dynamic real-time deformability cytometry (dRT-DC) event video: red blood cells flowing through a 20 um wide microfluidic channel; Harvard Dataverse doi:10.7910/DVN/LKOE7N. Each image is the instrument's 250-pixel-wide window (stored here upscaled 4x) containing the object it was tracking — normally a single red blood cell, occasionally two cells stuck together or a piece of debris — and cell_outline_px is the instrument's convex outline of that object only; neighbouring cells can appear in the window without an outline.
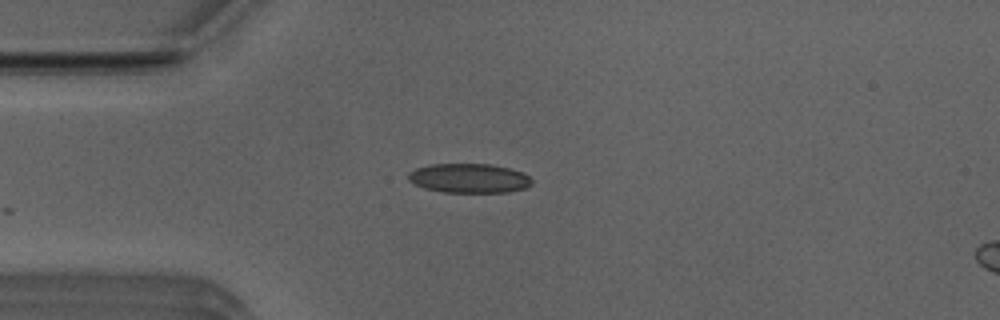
{"species": "Egyptian fruit bat (a non-hibernating species)", "species_latin": "Rousettus aegyptiacus", "temperature_condition": "room temperature", "stored_images_in_passage": 19, "camera_frame_rate_fps": 3000, "um_per_image_px": 0.085, "animal": {"sex": "male"}, "frame": {"image": 1, "passage_image": 1, "time_ms": 0.0, "image_size_px": [1000, 320], "cell_outline_px": [[532, 184], [524, 188], [508, 192], [444, 192], [424, 188], [408, 180], [408, 172], [416, 168], [428, 164], [488, 164], [512, 168], [524, 172], [532, 180]], "centroid_in_image_um": [39.88, 15.14], "position_along_channel_um": 45.1, "area_um2": 21.21}}
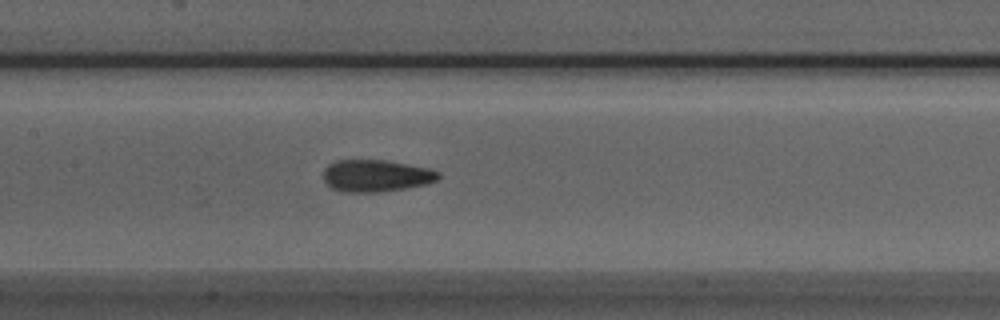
{"frame": {"image": 2, "passage_image": 12, "time_ms": 3.667, "image_size_px": [1000, 320], "cell_outline_px": [[440, 176], [436, 180], [428, 184], [380, 192], [340, 192], [332, 188], [324, 180], [324, 168], [328, 164], [336, 160], [384, 160], [432, 168], [440, 172]], "centroid_in_image_um": [31.98, 14.93], "position_along_channel_um": 175.4, "area_um2": 21.62}}
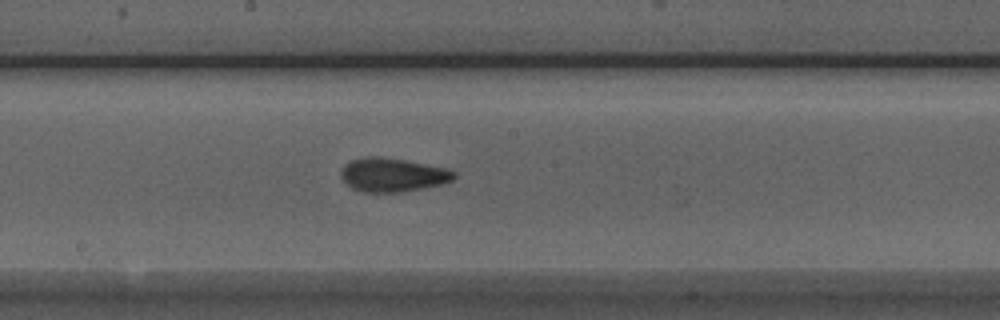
{"frame": {"image": 3, "passage_image": 15, "time_ms": 4.667, "image_size_px": [1000, 320], "cell_outline_px": [[456, 176], [452, 180], [440, 184], [400, 192], [364, 192], [352, 188], [340, 176], [340, 172], [352, 160], [368, 156], [376, 156], [404, 160], [444, 168], [456, 172]], "centroid_in_image_um": [33.36, 14.87], "position_along_channel_um": 214.8, "area_um2": 21.68}}